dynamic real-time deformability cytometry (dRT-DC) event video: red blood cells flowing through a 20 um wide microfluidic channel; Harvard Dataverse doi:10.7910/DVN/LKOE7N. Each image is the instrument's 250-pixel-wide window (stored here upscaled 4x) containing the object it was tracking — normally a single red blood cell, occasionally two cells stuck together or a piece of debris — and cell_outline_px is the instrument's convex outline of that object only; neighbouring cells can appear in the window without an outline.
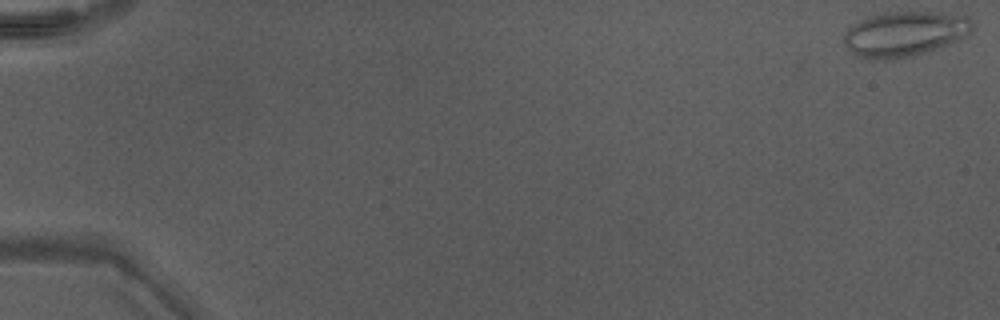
{"species": "Egyptian fruit bat (a non-hibernating species)", "species_latin": "Rousettus aegyptiacus", "temperature_condition": "warm", "stored_images_in_passage": 49, "camera_frame_rate_fps": 3000, "um_per_image_px": 0.085, "animal": {"sex": "male"}, "frame": {"image": 1, "passage_image": 1, "time_ms": 0.0, "image_size_px": [1000, 320], "cell_outline_px": [[976, 24], [972, 32], [968, 36], [928, 52], [912, 56], [888, 60], [868, 60], [848, 52], [844, 44], [844, 32], [852, 24], [868, 16], [884, 12], [936, 12], [968, 16]], "centroid_in_image_um": [76.9, 2.89], "position_along_channel_um": 8.1, "area_um2": 34.51}}
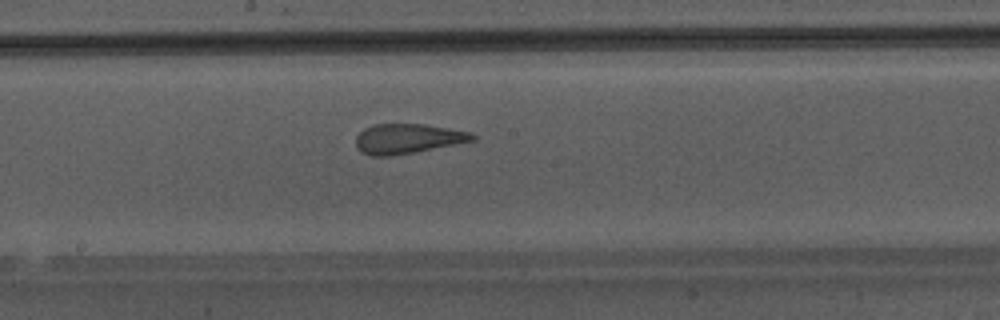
{"frame": {"image": 2, "passage_image": 28, "time_ms": 9.0, "image_size_px": [1000, 320], "cell_outline_px": [[476, 140], [416, 152], [388, 156], [372, 156], [360, 152], [356, 148], [356, 136], [364, 128], [372, 124], [424, 124], [472, 132], [476, 136]], "centroid_in_image_um": [34.64, 11.79], "position_along_channel_um": 213.6, "area_um2": 20.4}}
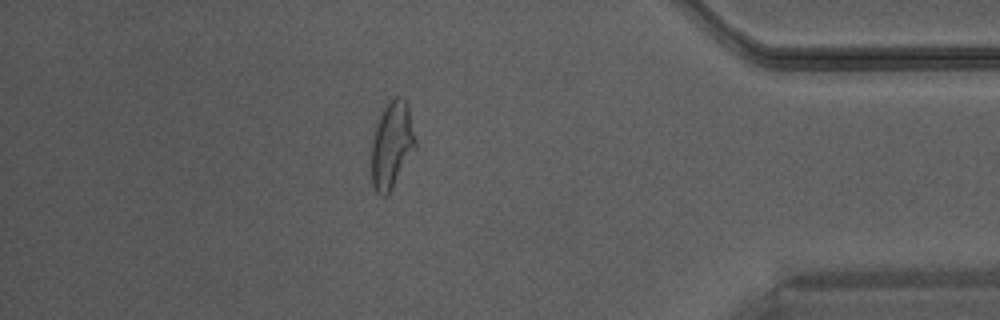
{"frame": {"image": 3, "passage_image": 43, "time_ms": 14.0, "image_size_px": [1000, 320], "cell_outline_px": [[416, 148], [392, 188], [384, 196], [380, 196], [376, 192], [372, 184], [372, 140], [376, 124], [384, 108], [396, 96], [400, 96], [408, 104], [416, 140]], "centroid_in_image_um": [33.31, 12.33], "position_along_channel_um": 401.9, "area_um2": 21.96}}